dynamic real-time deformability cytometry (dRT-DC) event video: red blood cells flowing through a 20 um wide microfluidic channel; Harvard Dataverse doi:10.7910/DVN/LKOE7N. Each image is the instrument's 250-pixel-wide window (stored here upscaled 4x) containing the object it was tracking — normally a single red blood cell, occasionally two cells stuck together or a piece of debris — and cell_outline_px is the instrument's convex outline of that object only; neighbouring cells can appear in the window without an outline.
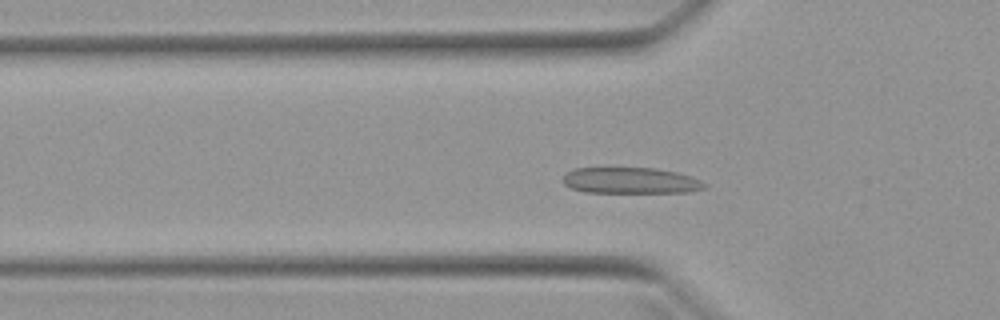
{"species": "Egyptian fruit bat (a non-hibernating species)", "species_latin": "Rousettus aegyptiacus", "temperature_condition": "warm", "stored_images_in_passage": 40, "camera_frame_rate_fps": 3000, "um_per_image_px": 0.085, "animal": {"sex": "female"}, "frame": {"image": 1, "passage_image": 12, "time_ms": 3.667, "image_size_px": [1000, 320], "cell_outline_px": [[708, 188], [688, 192], [584, 192], [572, 188], [564, 184], [564, 176], [568, 172], [576, 168], [656, 168], [676, 172], [692, 176], [700, 180]], "centroid_in_image_um": [53.64, 15.35], "position_along_channel_um": 72.2, "area_um2": 21.39}}
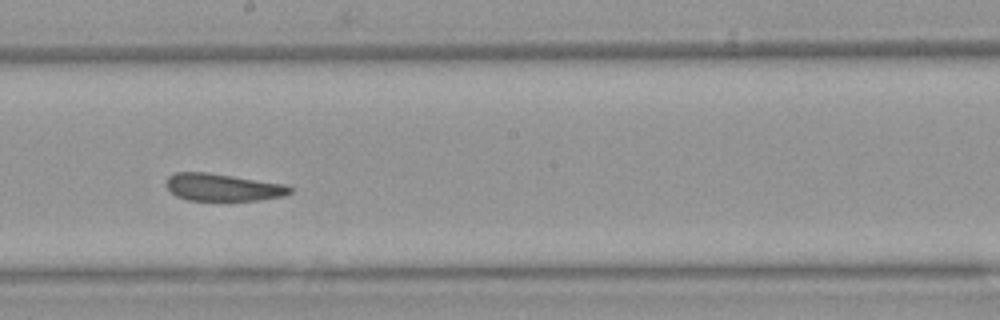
{"frame": {"image": 2, "passage_image": 24, "time_ms": 7.667, "image_size_px": [1000, 320], "cell_outline_px": [[292, 192], [284, 196], [260, 200], [188, 200], [176, 196], [168, 188], [168, 176], [176, 172], [208, 172], [284, 184], [292, 188]], "centroid_in_image_um": [18.96, 15.92], "position_along_channel_um": 229.2, "area_um2": 19.54}}
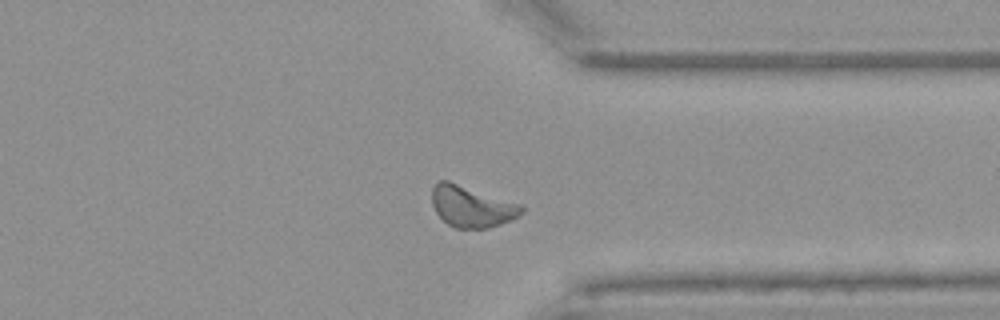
{"frame": {"image": 3, "passage_image": 35, "time_ms": 11.333, "image_size_px": [1000, 320], "cell_outline_px": [[524, 212], [520, 216], [500, 224], [488, 228], [456, 228], [448, 224], [436, 212], [432, 204], [432, 188], [440, 180], [448, 180], [520, 204], [524, 208]], "centroid_in_image_um": [40.1, 17.55], "position_along_channel_um": 371.3, "area_um2": 21.39}, "authors_computed_cell_mechanics": {"area_um2": 21.1548, "velocity_mm_per_s": 3.938, "shape_relaxation_time_tau1_ms": 6.5031, "shape_relaxation_time_tau2_ms": 1.813, "deformation_change_tau1": 0.1357, "deformation_change_tau2": 0.0758}}